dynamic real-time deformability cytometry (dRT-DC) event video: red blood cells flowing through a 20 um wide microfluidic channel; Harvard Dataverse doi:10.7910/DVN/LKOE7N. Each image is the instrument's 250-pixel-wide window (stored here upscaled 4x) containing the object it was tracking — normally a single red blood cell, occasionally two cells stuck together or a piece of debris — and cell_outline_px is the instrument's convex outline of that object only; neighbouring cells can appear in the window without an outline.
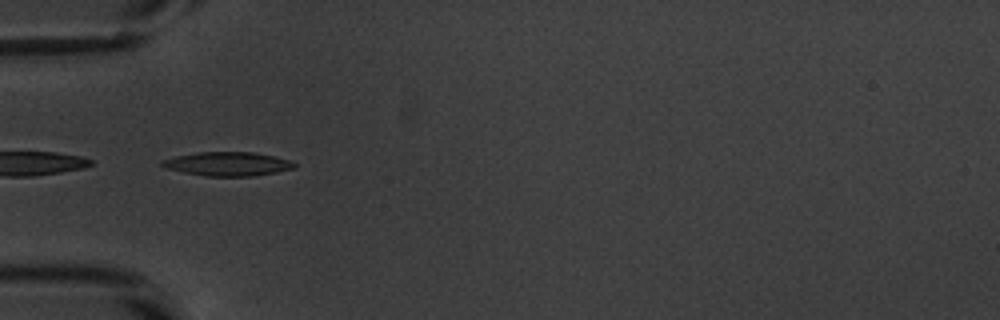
{"species": "common noctule bat (a hibernating species)", "species_latin": "Nyctalus noctula", "temperature_condition": "warm", "stored_images_in_passage": 9, "camera_frame_rate_fps": 3000, "um_per_image_px": 0.085, "animal": {"sex": "male", "body_mass_g": 20.1, "forearm_length_mm": 53.5}, "frame": {"image": 1, "passage_image": 1, "time_ms": 0.0, "image_size_px": [1000, 320], "cell_outline_px": [[296, 164], [292, 168], [276, 172], [256, 176], [204, 176], [184, 172], [168, 168], [160, 164], [160, 160], [176, 156], [196, 152], [252, 152], [276, 156], [288, 160]], "centroid_in_image_um": [19.33, 13.93], "position_along_channel_um": 65.7, "area_um2": 18.32}}